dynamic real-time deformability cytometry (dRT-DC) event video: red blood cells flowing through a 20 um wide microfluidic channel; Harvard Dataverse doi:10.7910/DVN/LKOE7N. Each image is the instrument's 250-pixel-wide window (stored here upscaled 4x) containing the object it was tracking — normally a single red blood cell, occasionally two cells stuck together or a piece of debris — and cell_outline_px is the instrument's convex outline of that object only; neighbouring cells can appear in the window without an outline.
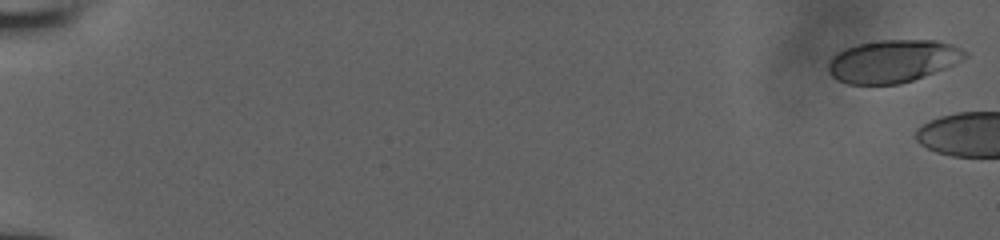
{"species": "human", "species_latin": "Homo sapiens", "temperature_condition": "room temperature", "stored_images_in_passage": 11, "camera_frame_rate_fps": 3000, "um_per_image_px": 0.085, "donor": {"sex": "male"}, "frame": {"image": 1, "passage_image": 1, "time_ms": 0.0, "image_size_px": [1000, 240], "cell_outline_px": [[968, 56], [944, 68], [924, 76], [900, 84], [848, 84], [836, 80], [828, 72], [828, 64], [832, 56], [856, 44], [880, 40], [936, 40], [952, 44], [968, 52]], "centroid_in_image_um": [75.87, 5.19], "position_along_channel_um": 9.1, "area_um2": 33.81}}